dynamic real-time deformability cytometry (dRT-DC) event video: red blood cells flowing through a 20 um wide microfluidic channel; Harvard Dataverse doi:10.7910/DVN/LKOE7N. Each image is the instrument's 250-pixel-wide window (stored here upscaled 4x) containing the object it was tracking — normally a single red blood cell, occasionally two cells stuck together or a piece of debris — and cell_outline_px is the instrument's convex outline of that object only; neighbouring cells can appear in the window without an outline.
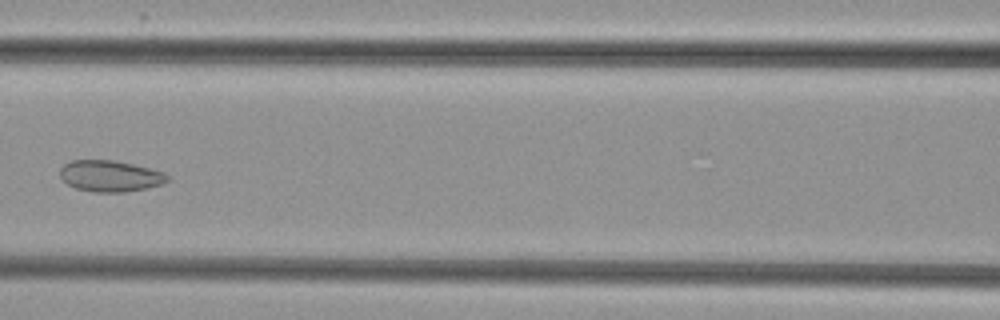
{"species": "common noctule bat (a hibernating species)", "species_latin": "Nyctalus noctula", "temperature_condition": "cold", "stored_images_in_passage": 6, "camera_frame_rate_fps": 3000, "um_per_image_px": 0.085, "animal": {"sex": "female", "body_mass_g": 29.2, "forearm_length_mm": 56.3}, "frame": {"image": 1, "passage_image": 6, "time_ms": 5.667, "image_size_px": [1000, 320], "cell_outline_px": [[168, 180], [160, 184], [148, 188], [124, 192], [92, 192], [76, 188], [68, 184], [60, 176], [60, 168], [64, 164], [72, 160], [116, 160], [164, 172], [168, 176]], "centroid_in_image_um": [9.34, 14.96], "position_along_channel_um": 157.3, "area_um2": 19.48}}